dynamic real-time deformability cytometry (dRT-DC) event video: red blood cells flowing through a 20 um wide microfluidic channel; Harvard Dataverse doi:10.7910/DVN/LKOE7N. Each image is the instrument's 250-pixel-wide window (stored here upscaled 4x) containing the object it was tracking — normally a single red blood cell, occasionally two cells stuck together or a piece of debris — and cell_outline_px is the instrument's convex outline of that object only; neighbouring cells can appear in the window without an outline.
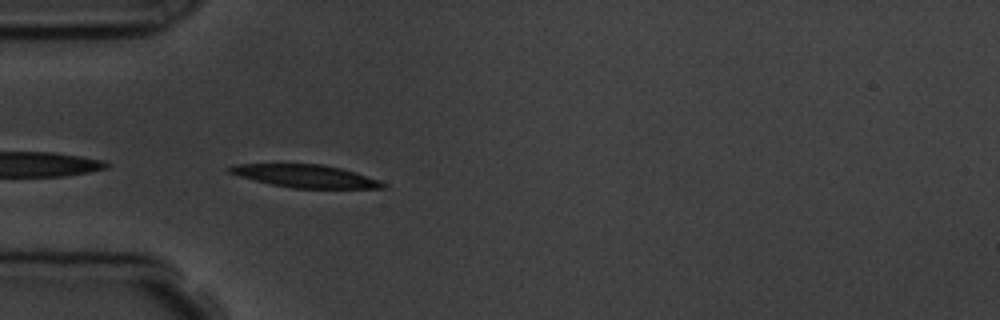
{"species": "common noctule bat (a hibernating species)", "species_latin": "Nyctalus noctula", "temperature_condition": "room temperature", "stored_images_in_passage": 5, "camera_frame_rate_fps": 3000, "um_per_image_px": 0.085, "animal": {"sex": "male", "body_mass_g": 19.5, "forearm_length_mm": 54.6}, "frame": {"image": 1, "passage_image": 5, "time_ms": 4.333, "image_size_px": [1000, 320], "cell_outline_px": [[388, 188], [292, 188], [272, 184], [240, 176], [228, 172], [224, 168], [236, 164], [324, 164], [340, 168], [380, 180], [388, 184]], "centroid_in_image_um": [25.98, 14.96], "position_along_channel_um": 59.0, "area_um2": 20.23}}